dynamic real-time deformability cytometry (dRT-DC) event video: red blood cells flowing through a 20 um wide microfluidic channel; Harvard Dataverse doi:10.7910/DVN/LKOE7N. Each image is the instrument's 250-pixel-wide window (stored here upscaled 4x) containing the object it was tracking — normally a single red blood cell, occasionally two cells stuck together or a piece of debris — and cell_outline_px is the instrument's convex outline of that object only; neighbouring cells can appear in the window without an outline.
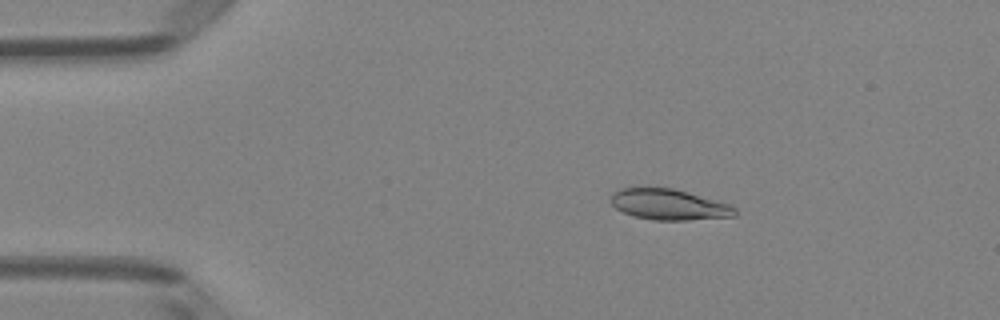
{"species": "Egyptian fruit bat (a non-hibernating species)", "species_latin": "Rousettus aegyptiacus", "temperature_condition": "room temperature", "stored_images_in_passage": 3, "camera_frame_rate_fps": 3000, "um_per_image_px": 0.085, "animal": {"sex": "female"}, "frame": {"image": 1, "passage_image": 2, "time_ms": 0.333, "image_size_px": [1000, 320], "cell_outline_px": [[736, 216], [688, 220], [652, 220], [636, 216], [624, 212], [616, 208], [612, 204], [612, 192], [620, 188], [672, 188], [688, 192], [732, 204], [736, 208]], "centroid_in_image_um": [56.91, 17.38], "position_along_channel_um": 28.1, "area_um2": 22.2}}